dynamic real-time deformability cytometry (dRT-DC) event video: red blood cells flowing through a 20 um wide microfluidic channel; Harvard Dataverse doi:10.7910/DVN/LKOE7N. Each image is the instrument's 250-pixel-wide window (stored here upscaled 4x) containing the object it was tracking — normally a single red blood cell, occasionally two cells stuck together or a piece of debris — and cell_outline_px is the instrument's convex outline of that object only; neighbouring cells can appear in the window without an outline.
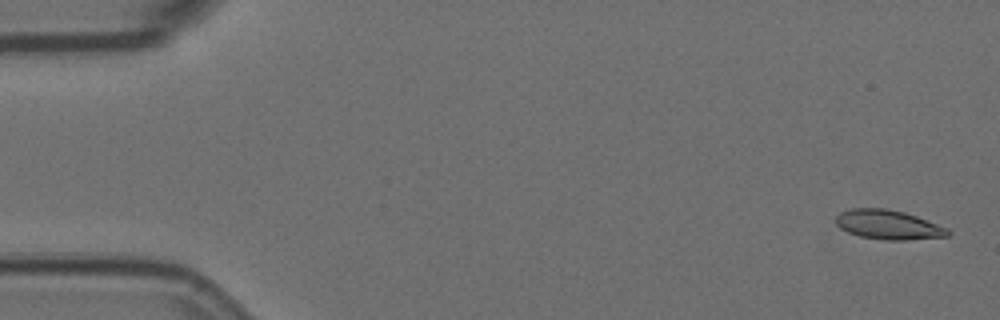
{"species": "Egyptian fruit bat (a non-hibernating species)", "species_latin": "Rousettus aegyptiacus", "temperature_condition": "room temperature", "stored_images_in_passage": 56, "camera_frame_rate_fps": 3000, "um_per_image_px": 0.085, "animal": {"sex": "female"}, "frame": {"image": 1, "passage_image": 2, "time_ms": 0.333, "image_size_px": [1000, 320], "cell_outline_px": [[952, 232], [948, 236], [908, 240], [888, 240], [860, 236], [848, 232], [840, 228], [836, 224], [836, 216], [840, 212], [848, 208], [888, 208], [904, 212], [916, 216], [948, 228]], "centroid_in_image_um": [75.5, 19.09], "position_along_channel_um": 9.5, "area_um2": 19.25}}
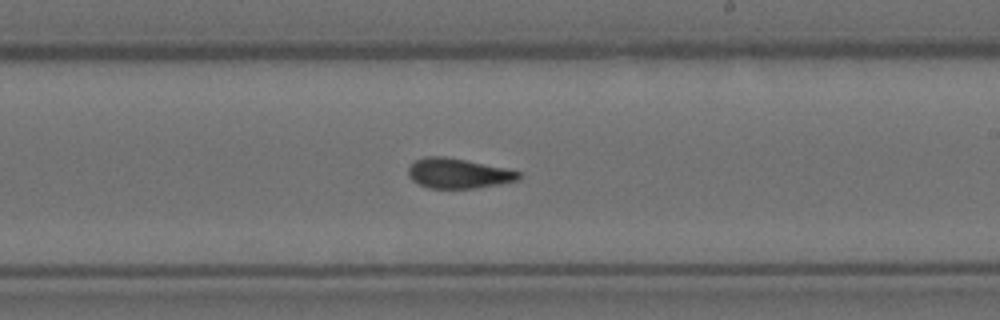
{"frame": {"image": 2, "passage_image": 33, "time_ms": 10.667, "image_size_px": [1000, 320], "cell_outline_px": [[520, 180], [500, 184], [476, 188], [428, 188], [412, 180], [408, 176], [408, 168], [416, 160], [424, 156], [444, 156], [504, 168], [520, 172]], "centroid_in_image_um": [38.93, 14.74], "position_along_channel_um": 250.1, "area_um2": 19.13}}
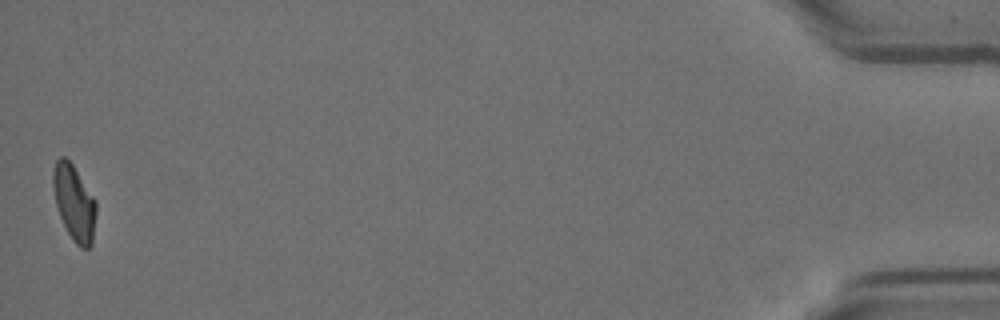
{"frame": {"image": 3, "passage_image": 56, "time_ms": 18.333, "image_size_px": [1000, 320], "cell_outline_px": [[96, 212], [92, 244], [88, 248], [80, 248], [72, 240], [60, 216], [56, 204], [52, 184], [52, 172], [56, 160], [60, 156], [64, 156], [72, 164], [96, 200]], "centroid_in_image_um": [6.3, 17.23], "position_along_channel_um": 428.9, "area_um2": 18.9}, "authors_computed_cell_mechanics": {"area_um2": 19.1896, "velocity_mm_per_s": 3.5945, "shape_relaxation_time_tau1_ms": 7.6141, "shape_relaxation_time_tau2_ms": 1.5812, "deformation_change_tau1": 0.2016, "deformation_change_tau2": 0.0815}}